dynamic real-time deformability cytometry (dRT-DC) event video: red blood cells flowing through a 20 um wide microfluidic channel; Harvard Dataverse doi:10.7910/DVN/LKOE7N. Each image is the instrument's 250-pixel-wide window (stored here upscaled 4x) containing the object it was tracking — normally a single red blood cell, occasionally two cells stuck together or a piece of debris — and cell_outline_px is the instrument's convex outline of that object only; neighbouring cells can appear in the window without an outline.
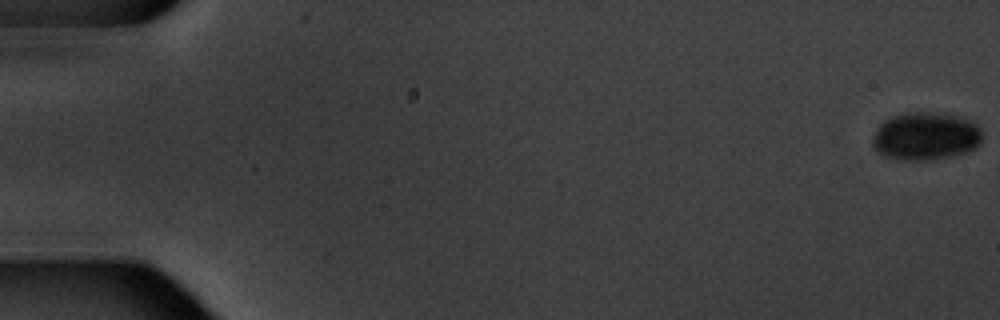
{"species": "common noctule bat (a hibernating species)", "species_latin": "Nyctalus noctula", "temperature_condition": "warm", "stored_images_in_passage": 6, "camera_frame_rate_fps": 3000, "um_per_image_px": 0.085, "animal": {"sex": "male", "body_mass_g": 20.1, "forearm_length_mm": 53.5}, "frame": {"image": 1, "passage_image": 1, "time_ms": 0.0, "image_size_px": [1000, 320], "cell_outline_px": [[980, 144], [956, 156], [936, 160], [912, 160], [888, 156], [880, 152], [872, 144], [872, 136], [876, 128], [884, 120], [892, 116], [904, 112], [928, 112], [952, 116], [968, 120], [976, 124], [980, 128]], "centroid_in_image_um": [78.65, 11.58], "position_along_channel_um": 6.3, "area_um2": 30.23}}
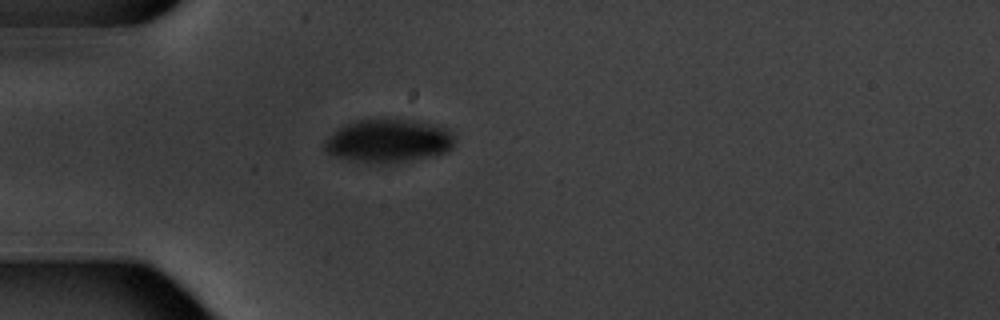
{"frame": {"image": 2, "passage_image": 5, "time_ms": 5.667, "image_size_px": [1000, 320], "cell_outline_px": [[452, 148], [448, 152], [436, 156], [392, 164], [368, 164], [348, 160], [332, 156], [324, 152], [324, 140], [340, 128], [348, 124], [360, 120], [384, 116], [412, 120], [448, 128], [452, 136]], "centroid_in_image_um": [32.99, 11.99], "position_along_channel_um": 52.0, "area_um2": 33.81}}